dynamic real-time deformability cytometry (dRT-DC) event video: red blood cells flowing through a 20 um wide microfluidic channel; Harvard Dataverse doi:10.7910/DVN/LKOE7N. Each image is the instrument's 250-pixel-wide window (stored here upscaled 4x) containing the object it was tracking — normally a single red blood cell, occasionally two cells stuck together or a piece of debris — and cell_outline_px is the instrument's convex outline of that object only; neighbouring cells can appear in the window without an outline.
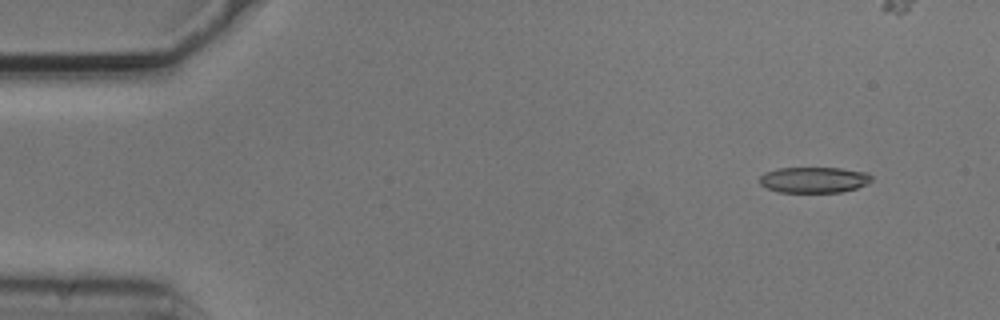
{"species": "common noctule bat (a hibernating species)", "species_latin": "Nyctalus noctula", "temperature_condition": "cold", "stored_images_in_passage": 46, "camera_frame_rate_fps": 3000, "um_per_image_px": 0.085, "animal": {"sex": "male", "body_mass_g": 20.5, "forearm_length_mm": 52.5}, "frame": {"image": 1, "passage_image": 5, "time_ms": 1.333, "image_size_px": [1000, 320], "cell_outline_px": [[872, 180], [868, 184], [856, 188], [840, 192], [776, 192], [760, 184], [760, 176], [764, 172], [776, 168], [840, 168], [868, 172], [872, 176]], "centroid_in_image_um": [69.19, 15.28], "position_along_channel_um": 15.8, "area_um2": 16.99}}
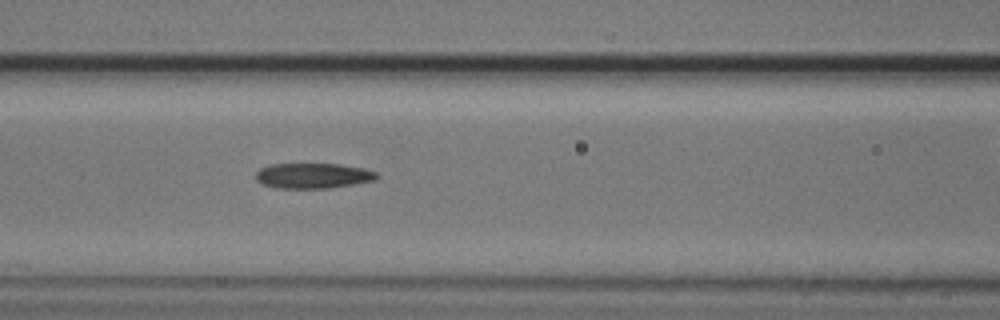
{"frame": {"image": 2, "passage_image": 23, "time_ms": 7.333, "image_size_px": [1000, 320], "cell_outline_px": [[380, 176], [376, 180], [328, 188], [276, 188], [260, 184], [256, 180], [256, 172], [260, 168], [272, 164], [340, 164], [364, 168], [376, 172]], "centroid_in_image_um": [26.6, 14.94], "position_along_channel_um": 140.0, "area_um2": 17.92}}
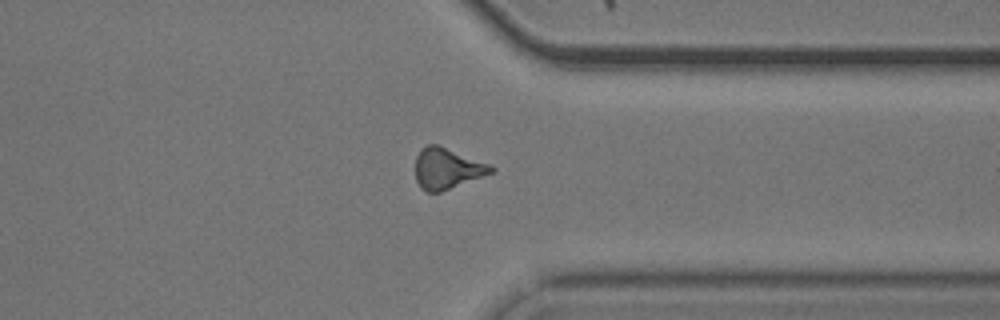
{"frame": {"image": 3, "passage_image": 42, "time_ms": 13.667, "image_size_px": [1000, 320], "cell_outline_px": [[496, 172], [440, 192], [428, 192], [420, 188], [416, 180], [416, 156], [420, 148], [428, 144], [436, 144], [488, 164], [496, 168]], "centroid_in_image_um": [37.99, 14.33], "position_along_channel_um": 373.4, "area_um2": 17.98}}